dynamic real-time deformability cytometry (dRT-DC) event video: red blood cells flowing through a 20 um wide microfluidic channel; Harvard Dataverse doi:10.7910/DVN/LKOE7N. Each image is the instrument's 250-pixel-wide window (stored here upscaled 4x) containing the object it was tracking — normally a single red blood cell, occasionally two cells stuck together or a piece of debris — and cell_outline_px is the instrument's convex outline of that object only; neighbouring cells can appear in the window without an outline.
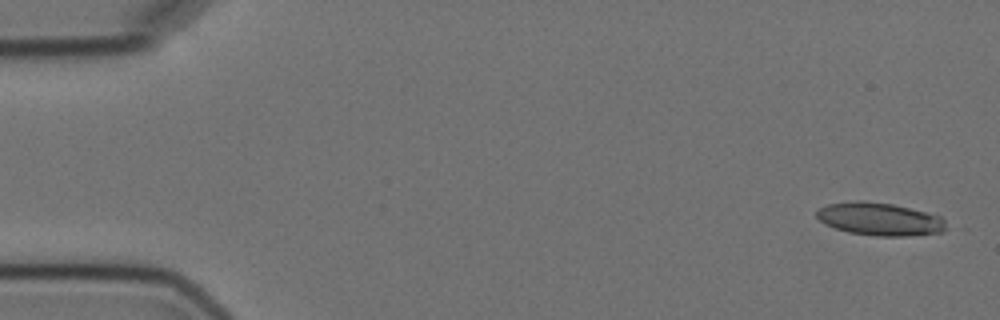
{"species": "Egyptian fruit bat (a non-hibernating species)", "species_latin": "Rousettus aegyptiacus", "temperature_condition": "cold", "stored_images_in_passage": 7, "camera_frame_rate_fps": 3000, "um_per_image_px": 0.085, "animal": {"sex": "female"}, "frame": {"image": 1, "passage_image": 1, "time_ms": 0.0, "image_size_px": [1000, 320], "cell_outline_px": [[952, 228], [944, 232], [908, 236], [876, 236], [848, 232], [824, 224], [816, 216], [816, 212], [820, 208], [828, 204], [852, 200], [860, 200], [892, 204], [940, 216]], "centroid_in_image_um": [74.81, 18.63], "position_along_channel_um": 10.2, "area_um2": 24.97}}
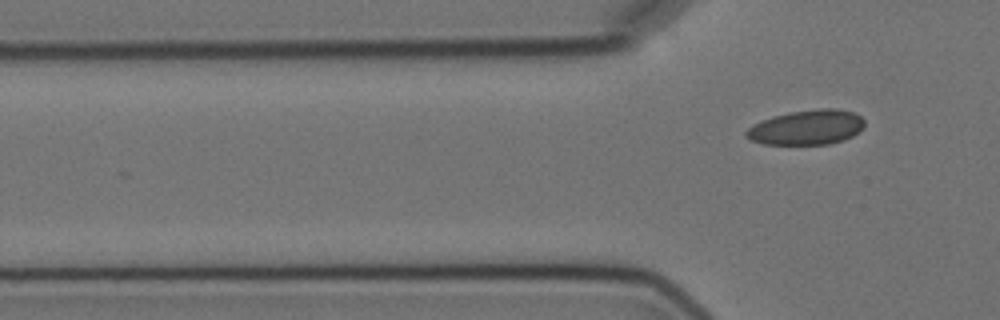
{"frame": {"image": 2, "passage_image": 7, "time_ms": 7.667, "image_size_px": [1000, 320], "cell_outline_px": [[864, 128], [852, 136], [844, 140], [828, 144], [764, 144], [752, 140], [744, 136], [744, 132], [752, 124], [772, 116], [788, 112], [820, 108], [836, 108], [852, 112], [860, 116], [864, 120]], "centroid_in_image_um": [68.56, 10.82], "position_along_channel_um": 57.2, "area_um2": 24.16}}